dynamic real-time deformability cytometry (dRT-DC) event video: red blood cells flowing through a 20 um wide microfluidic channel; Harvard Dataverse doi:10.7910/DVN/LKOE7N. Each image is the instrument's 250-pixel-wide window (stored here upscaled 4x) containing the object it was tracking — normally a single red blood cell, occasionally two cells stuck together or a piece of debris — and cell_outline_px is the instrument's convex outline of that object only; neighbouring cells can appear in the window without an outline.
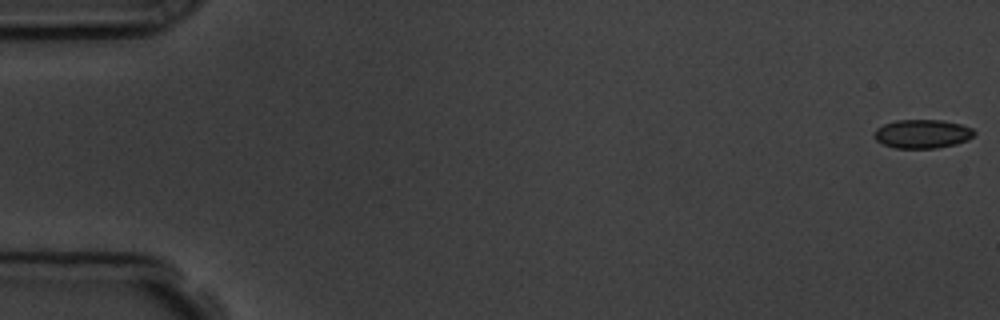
{"species": "common noctule bat (a hibernating species)", "species_latin": "Nyctalus noctula", "temperature_condition": "room temperature", "stored_images_in_passage": 9, "camera_frame_rate_fps": 3000, "um_per_image_px": 0.085, "animal": {"sex": "male", "body_mass_g": 19.5, "forearm_length_mm": 54.6}, "frame": {"image": 1, "passage_image": 1, "time_ms": 0.0, "image_size_px": [1000, 320], "cell_outline_px": [[976, 132], [968, 140], [956, 144], [936, 148], [896, 148], [884, 144], [876, 140], [876, 128], [884, 124], [896, 120], [944, 120], [960, 124], [972, 128]], "centroid_in_image_um": [78.43, 11.37], "position_along_channel_um": 6.6, "area_um2": 16.65}}
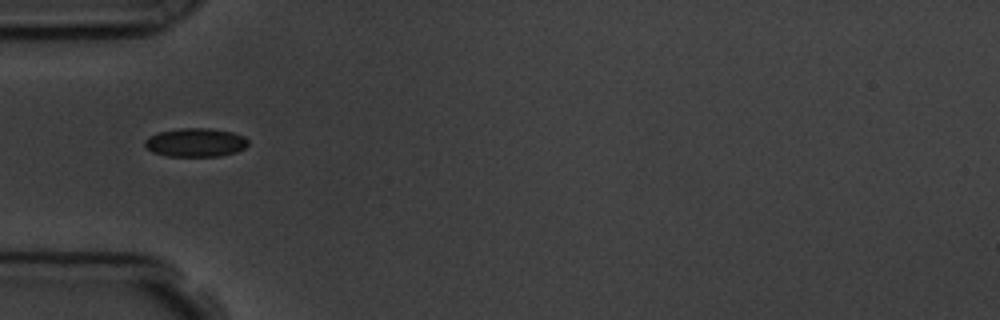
{"frame": {"image": 2, "passage_image": 6, "time_ms": 5.667, "image_size_px": [1000, 320], "cell_outline_px": [[248, 144], [244, 148], [236, 152], [220, 156], [168, 156], [152, 152], [144, 148], [144, 140], [148, 136], [160, 132], [180, 128], [208, 128], [232, 132], [244, 136], [248, 140]], "centroid_in_image_um": [16.59, 12.11], "position_along_channel_um": 68.4, "area_um2": 17.34}}